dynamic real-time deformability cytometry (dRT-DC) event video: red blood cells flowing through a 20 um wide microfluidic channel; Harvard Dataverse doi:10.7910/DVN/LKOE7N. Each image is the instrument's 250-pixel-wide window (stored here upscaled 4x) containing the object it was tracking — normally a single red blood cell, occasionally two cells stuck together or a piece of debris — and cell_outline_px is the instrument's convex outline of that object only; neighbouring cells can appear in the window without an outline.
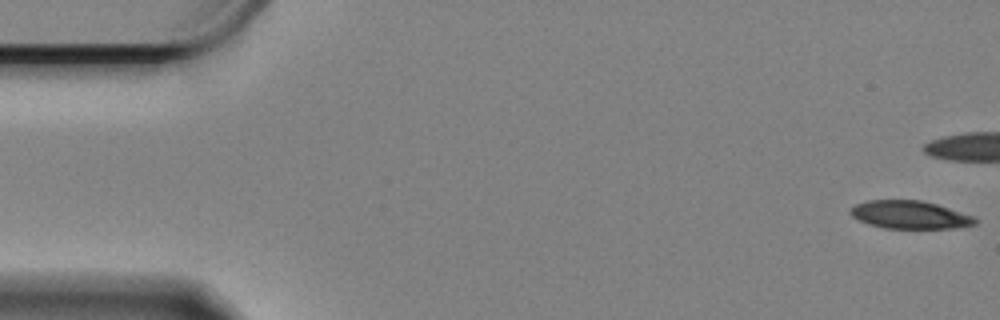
{"species": "Egyptian fruit bat (a non-hibernating species)", "species_latin": "Rousettus aegyptiacus", "temperature_condition": "cold", "stored_images_in_passage": 8, "camera_frame_rate_fps": 3000, "um_per_image_px": 0.085, "animal": {"sex": "female"}, "frame": {"image": 1, "passage_image": 1, "time_ms": 0.0, "image_size_px": [1000, 320], "cell_outline_px": [[976, 224], [956, 228], [884, 228], [868, 224], [852, 216], [848, 212], [856, 204], [868, 200], [920, 200], [936, 204], [972, 216], [976, 220]], "centroid_in_image_um": [77.3, 18.26], "position_along_channel_um": 7.7, "area_um2": 20.06}}